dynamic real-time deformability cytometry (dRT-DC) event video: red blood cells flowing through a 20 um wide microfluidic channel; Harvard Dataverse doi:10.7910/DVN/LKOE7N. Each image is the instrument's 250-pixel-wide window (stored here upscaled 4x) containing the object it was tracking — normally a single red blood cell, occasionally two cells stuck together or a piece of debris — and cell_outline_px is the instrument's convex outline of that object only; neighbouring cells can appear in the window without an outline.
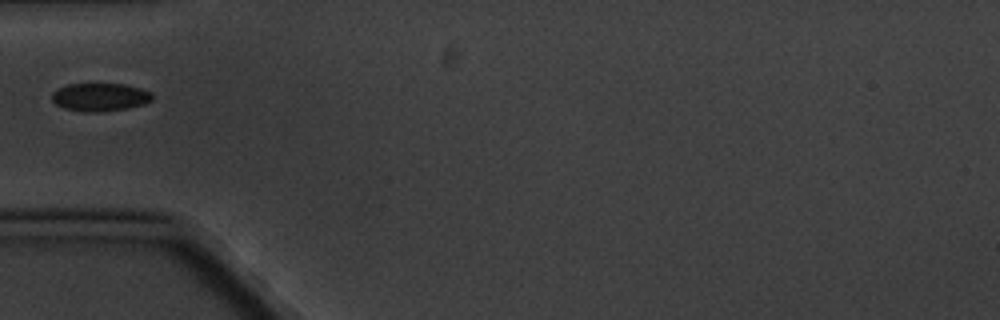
{"species": "common noctule bat (a hibernating species)", "species_latin": "Nyctalus noctula", "temperature_condition": "cold", "stored_images_in_passage": 8, "camera_frame_rate_fps": 3000, "um_per_image_px": 0.085, "animal": {"sex": "male", "body_mass_g": 20.1, "forearm_length_mm": 53.5}, "frame": {"image": 1, "passage_image": 1, "time_ms": 0.0, "image_size_px": [1000, 320], "cell_outline_px": [[152, 100], [144, 104], [128, 108], [96, 112], [84, 112], [64, 108], [56, 104], [52, 100], [52, 92], [68, 84], [124, 84], [140, 88], [152, 92]], "centroid_in_image_um": [8.51, 8.25], "position_along_channel_um": 76.5, "area_um2": 16.36}}